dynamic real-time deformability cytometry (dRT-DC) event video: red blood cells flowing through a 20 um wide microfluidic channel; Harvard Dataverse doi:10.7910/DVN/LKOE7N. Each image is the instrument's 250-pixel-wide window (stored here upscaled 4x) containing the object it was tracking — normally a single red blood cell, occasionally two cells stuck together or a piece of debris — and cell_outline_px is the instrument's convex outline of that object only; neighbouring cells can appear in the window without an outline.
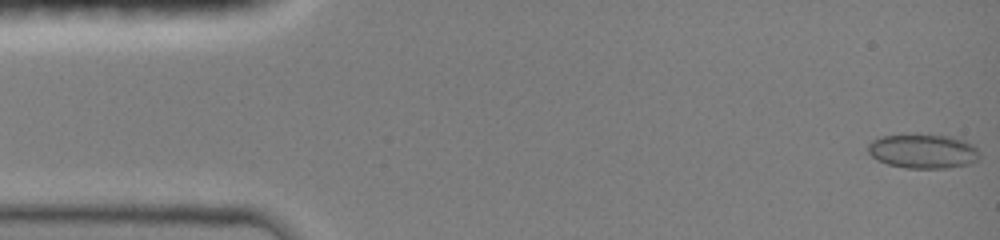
{"species": "common noctule bat (a hibernating species)", "species_latin": "Nyctalus noctula", "temperature_condition": "room temperature", "stored_images_in_passage": 47, "camera_frame_rate_fps": 3000, "um_per_image_px": 0.085, "animal": {"sex": "female", "body_mass_g": 19.0, "forearm_length_mm": 51.5}, "frame": {"image": 1, "passage_image": 1, "time_ms": 0.0, "image_size_px": [1000, 240], "cell_outline_px": [[980, 156], [976, 160], [968, 164], [948, 168], [908, 168], [888, 164], [876, 160], [868, 152], [868, 144], [872, 140], [880, 136], [916, 132], [952, 136], [964, 140], [972, 144], [976, 148]], "centroid_in_image_um": [78.43, 12.81], "position_along_channel_um": 6.6, "area_um2": 22.95}}
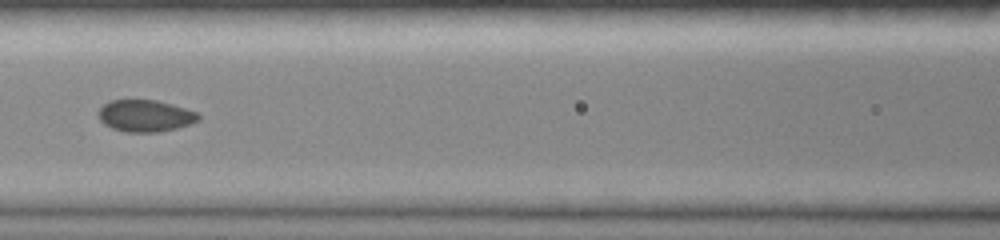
{"frame": {"image": 2, "passage_image": 21, "time_ms": 6.667, "image_size_px": [1000, 240], "cell_outline_px": [[200, 120], [176, 128], [156, 132], [124, 132], [112, 128], [104, 124], [100, 120], [96, 112], [108, 100], [156, 100], [172, 104], [196, 112], [200, 116]], "centroid_in_image_um": [12.3, 9.84], "position_along_channel_um": 154.3, "area_um2": 18.55}}
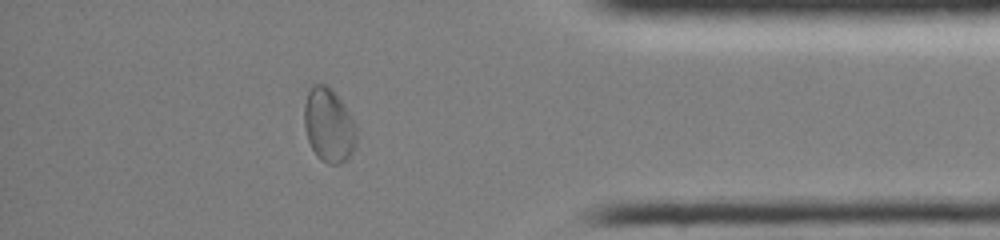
{"frame": {"image": 3, "passage_image": 41, "time_ms": 13.333, "image_size_px": [1000, 240], "cell_outline_px": [[356, 144], [352, 152], [340, 164], [328, 164], [320, 160], [316, 156], [308, 140], [304, 128], [304, 104], [308, 92], [312, 84], [324, 84], [332, 88], [344, 104], [356, 124]], "centroid_in_image_um": [27.94, 10.63], "position_along_channel_um": 407.3, "area_um2": 22.72}, "authors_computed_cell_mechanics": {"area_um2": 19.3052, "velocity_mm_per_s": 4.0365, "shape_relaxation_time_tau1_ms": 8.7876, "shape_relaxation_time_tau2_ms": 1.4629, "deformation_change_tau1": 0.1029, "deformation_change_tau2": 0.038}}